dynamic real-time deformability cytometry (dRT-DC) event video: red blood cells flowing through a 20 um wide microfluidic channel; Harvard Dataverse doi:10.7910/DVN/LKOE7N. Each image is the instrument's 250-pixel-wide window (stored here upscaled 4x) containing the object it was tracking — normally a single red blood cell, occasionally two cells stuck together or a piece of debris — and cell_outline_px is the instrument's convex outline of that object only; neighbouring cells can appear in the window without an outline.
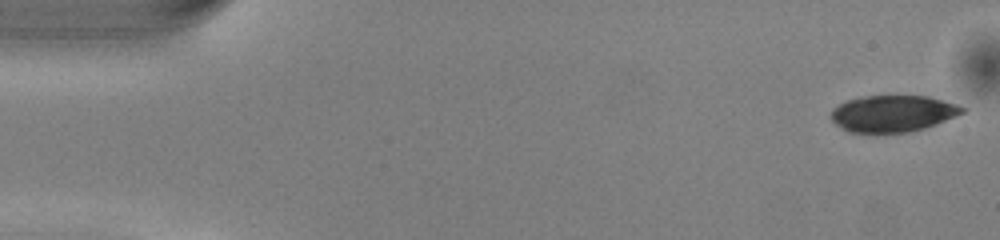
{"species": "common noctule bat (a hibernating species)", "species_latin": "Nyctalus noctula", "temperature_condition": "warm", "stored_images_in_passage": 50, "camera_frame_rate_fps": 3000, "um_per_image_px": 0.085, "animal": {"sex": "male", "body_mass_g": 13.0, "forearm_length_mm": 53.1}, "frame": {"image": 1, "passage_image": 1, "time_ms": 0.0, "image_size_px": [1000, 240], "cell_outline_px": [[964, 112], [956, 116], [936, 124], [924, 128], [908, 132], [848, 132], [840, 128], [832, 120], [832, 108], [848, 100], [860, 96], [928, 96], [956, 104], [964, 108]], "centroid_in_image_um": [75.87, 9.65], "position_along_channel_um": 9.1, "area_um2": 27.74}}
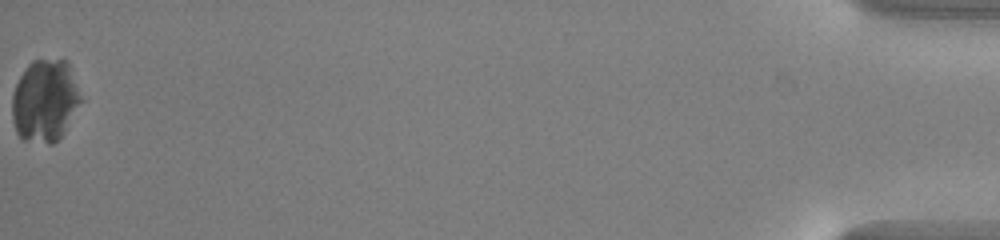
{"frame": {"image": 2, "passage_image": 50, "time_ms": 16.333, "image_size_px": [1000, 240], "cell_outline_px": [[80, 100], [64, 132], [52, 144], [48, 144], [24, 140], [16, 132], [12, 120], [12, 96], [16, 84], [20, 76], [28, 64], [32, 60], [68, 60], [80, 96]], "centroid_in_image_um": [3.78, 8.56], "position_along_channel_um": 431.4, "area_um2": 32.54}}